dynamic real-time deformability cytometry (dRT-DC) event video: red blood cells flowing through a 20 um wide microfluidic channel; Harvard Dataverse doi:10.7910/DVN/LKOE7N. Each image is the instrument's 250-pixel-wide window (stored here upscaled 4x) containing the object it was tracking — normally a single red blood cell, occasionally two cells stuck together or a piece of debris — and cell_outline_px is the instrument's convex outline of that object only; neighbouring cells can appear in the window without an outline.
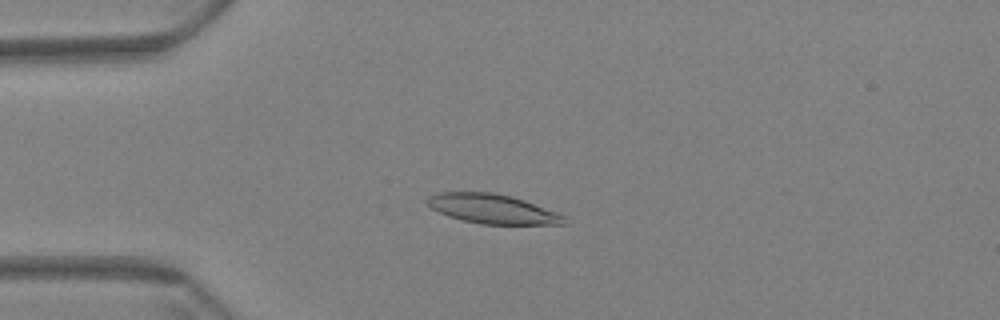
{"species": "Egyptian fruit bat (a non-hibernating species)", "species_latin": "Rousettus aegyptiacus", "temperature_condition": "warm", "stored_images_in_passage": 59, "camera_frame_rate_fps": 3000, "um_per_image_px": 0.085, "animal": {"sex": "female"}, "frame": {"image": 1, "passage_image": 15, "time_ms": 4.667, "image_size_px": [1000, 320], "cell_outline_px": [[568, 216], [564, 224], [480, 224], [460, 220], [448, 216], [432, 208], [424, 200], [428, 196], [440, 192], [492, 192], [512, 196], [560, 212]], "centroid_in_image_um": [41.89, 17.75], "position_along_channel_um": 43.1, "area_um2": 23.76}}
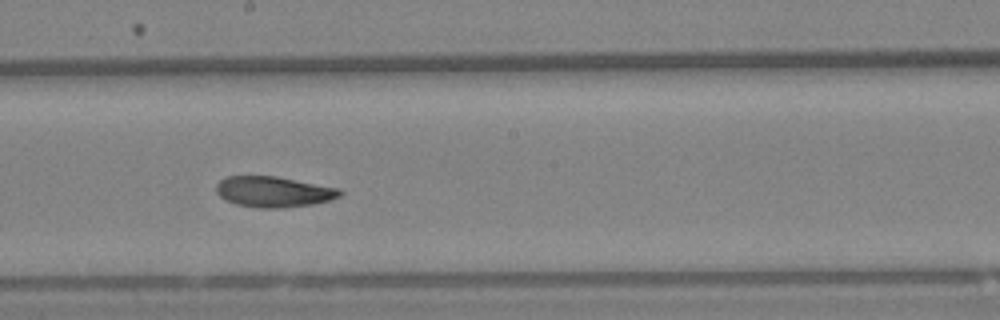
{"frame": {"image": 2, "passage_image": 33, "time_ms": 10.667, "image_size_px": [1000, 320], "cell_outline_px": [[344, 192], [340, 196], [332, 200], [312, 204], [284, 208], [256, 208], [236, 204], [220, 196], [216, 192], [216, 184], [220, 180], [228, 176], [276, 176], [340, 188]], "centroid_in_image_um": [23.29, 16.3], "position_along_channel_um": 224.9, "area_um2": 22.25}}
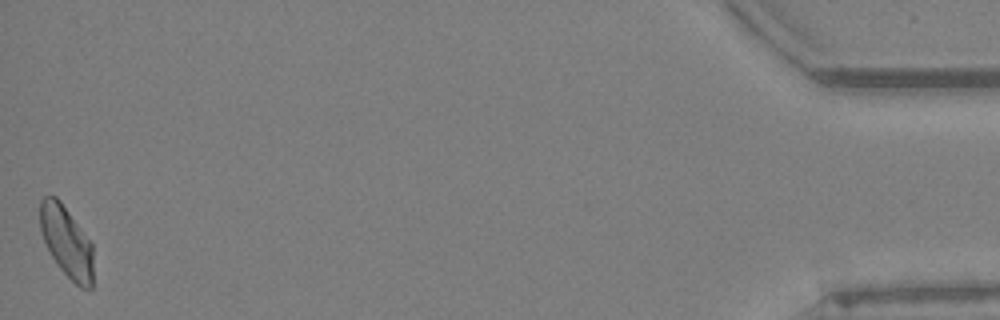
{"frame": {"image": 3, "passage_image": 59, "time_ms": 19.333, "image_size_px": [1000, 320], "cell_outline_px": [[92, 288], [80, 288], [60, 268], [52, 256], [40, 232], [40, 200], [44, 196], [56, 196], [60, 200], [92, 244]], "centroid_in_image_um": [5.64, 20.53], "position_along_channel_um": 429.6, "area_um2": 21.68}, "authors_computed_cell_mechanics": {"area_um2": 22.7732, "velocity_mm_per_s": 3.4534, "shape_relaxation_time_tau1_ms": 11.0946, "shape_relaxation_time_tau2_ms": 5.5778, "deformation_change_tau1": 0.2278, "deformation_change_tau2": 0.1083}}